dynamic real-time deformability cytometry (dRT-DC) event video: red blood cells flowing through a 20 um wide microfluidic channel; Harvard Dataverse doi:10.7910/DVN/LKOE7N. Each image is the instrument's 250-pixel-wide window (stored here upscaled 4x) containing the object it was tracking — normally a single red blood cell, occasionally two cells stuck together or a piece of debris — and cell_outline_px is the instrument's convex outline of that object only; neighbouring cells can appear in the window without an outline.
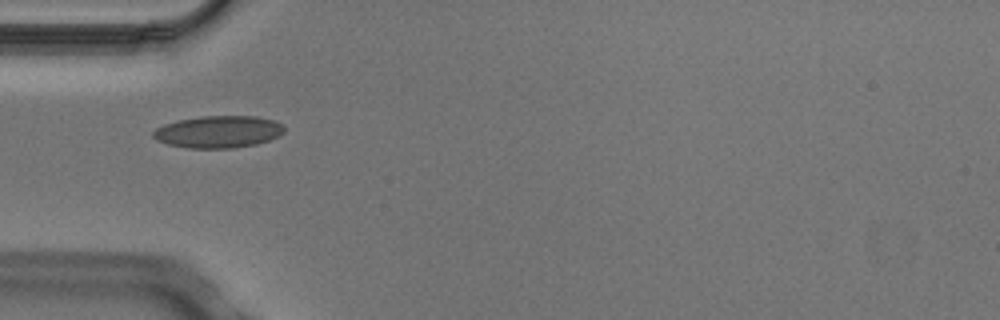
{"species": "Egyptian fruit bat (a non-hibernating species)", "species_latin": "Rousettus aegyptiacus", "temperature_condition": "cold", "stored_images_in_passage": 1, "camera_frame_rate_fps": 3000, "um_per_image_px": 0.085, "animal": {"sex": "male"}, "frame": {"image": 1, "passage_image": 1, "time_ms": 0.0, "image_size_px": [1000, 320], "cell_outline_px": [[284, 132], [268, 140], [256, 144], [232, 148], [188, 148], [168, 144], [156, 140], [152, 136], [152, 132], [156, 128], [164, 124], [180, 120], [200, 116], [256, 116], [272, 120], [280, 124], [284, 128]], "centroid_in_image_um": [18.52, 11.2], "position_along_channel_um": 66.5, "area_um2": 24.33}}